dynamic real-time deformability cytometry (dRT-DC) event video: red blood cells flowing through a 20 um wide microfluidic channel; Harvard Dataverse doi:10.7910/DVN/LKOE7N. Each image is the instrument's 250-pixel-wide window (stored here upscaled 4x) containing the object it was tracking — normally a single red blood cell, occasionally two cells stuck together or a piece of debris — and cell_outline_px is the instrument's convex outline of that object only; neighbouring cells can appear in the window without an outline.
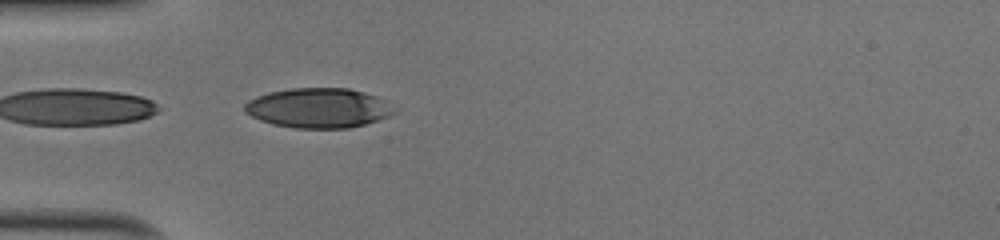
{"species": "human", "species_latin": "Homo sapiens", "temperature_condition": "cold", "stored_images_in_passage": 20, "camera_frame_rate_fps": 3000, "um_per_image_px": 0.085, "donor": {"sex": "male"}, "frame": {"image": 1, "passage_image": 1, "time_ms": 0.0, "image_size_px": [1000, 240], "cell_outline_px": [[400, 108], [396, 112], [388, 116], [364, 124], [348, 128], [296, 128], [272, 124], [260, 120], [244, 112], [244, 104], [248, 100], [256, 96], [268, 92], [292, 88], [348, 88], [364, 92], [388, 100]], "centroid_in_image_um": [27.11, 9.17], "position_along_channel_um": 57.9, "area_um2": 35.03}}
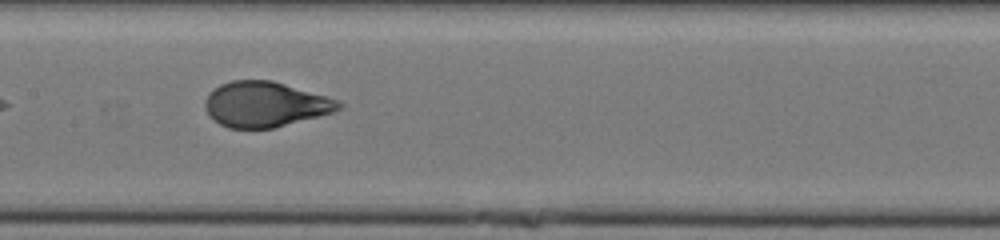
{"frame": {"image": 2, "passage_image": 11, "time_ms": 3.333, "image_size_px": [1000, 240], "cell_outline_px": [[344, 104], [340, 108], [332, 112], [272, 128], [228, 128], [220, 124], [208, 112], [204, 104], [204, 100], [208, 92], [220, 84], [232, 80], [272, 80], [328, 96]], "centroid_in_image_um": [22.52, 8.85], "position_along_channel_um": 184.9, "area_um2": 34.97}}
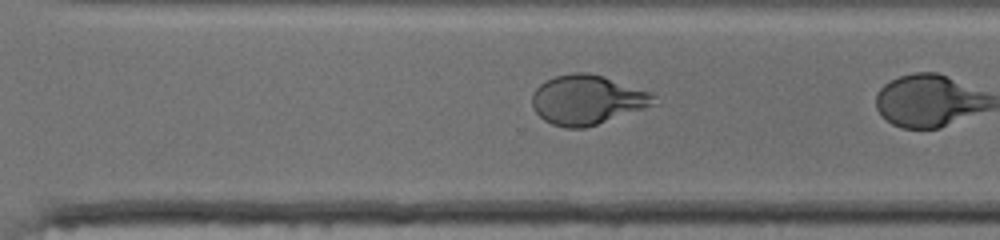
{"frame": {"image": 3, "passage_image": 19, "time_ms": 6.0, "image_size_px": [1000, 240], "cell_outline_px": [[652, 104], [644, 108], [584, 128], [564, 128], [552, 124], [544, 120], [532, 108], [532, 92], [540, 84], [556, 76], [576, 72], [588, 72], [604, 76], [652, 92]], "centroid_in_image_um": [49.85, 8.47], "position_along_channel_um": 320.8, "area_um2": 34.68}}